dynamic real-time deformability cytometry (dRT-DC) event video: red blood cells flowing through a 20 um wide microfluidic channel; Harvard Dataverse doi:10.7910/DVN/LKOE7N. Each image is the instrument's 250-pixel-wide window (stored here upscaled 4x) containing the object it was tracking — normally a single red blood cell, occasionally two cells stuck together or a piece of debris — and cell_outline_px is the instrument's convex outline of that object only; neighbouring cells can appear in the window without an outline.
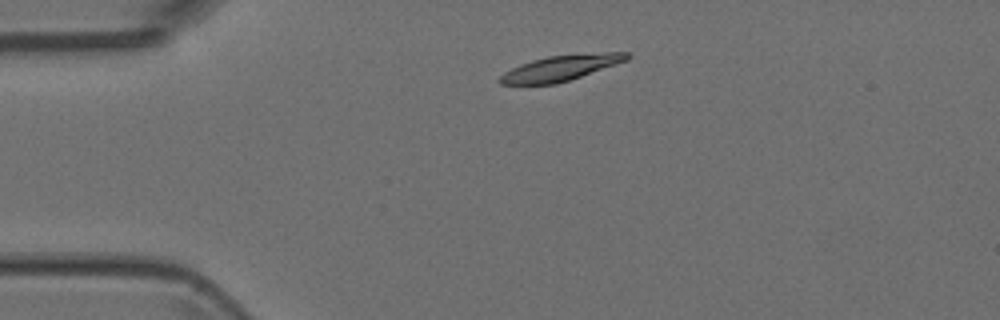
{"species": "Egyptian fruit bat (a non-hibernating species)", "species_latin": "Rousettus aegyptiacus", "temperature_condition": "room temperature", "stored_images_in_passage": 3, "camera_frame_rate_fps": 3000, "um_per_image_px": 0.085, "animal": {"sex": "female"}, "frame": {"image": 1, "passage_image": 2, "time_ms": 0.333, "image_size_px": [1000, 320], "cell_outline_px": [[632, 56], [628, 60], [556, 84], [500, 84], [496, 80], [504, 72], [520, 64], [532, 60], [548, 56], [604, 52], [628, 52]], "centroid_in_image_um": [47.65, 5.77], "position_along_channel_um": 37.4, "area_um2": 18.73}}